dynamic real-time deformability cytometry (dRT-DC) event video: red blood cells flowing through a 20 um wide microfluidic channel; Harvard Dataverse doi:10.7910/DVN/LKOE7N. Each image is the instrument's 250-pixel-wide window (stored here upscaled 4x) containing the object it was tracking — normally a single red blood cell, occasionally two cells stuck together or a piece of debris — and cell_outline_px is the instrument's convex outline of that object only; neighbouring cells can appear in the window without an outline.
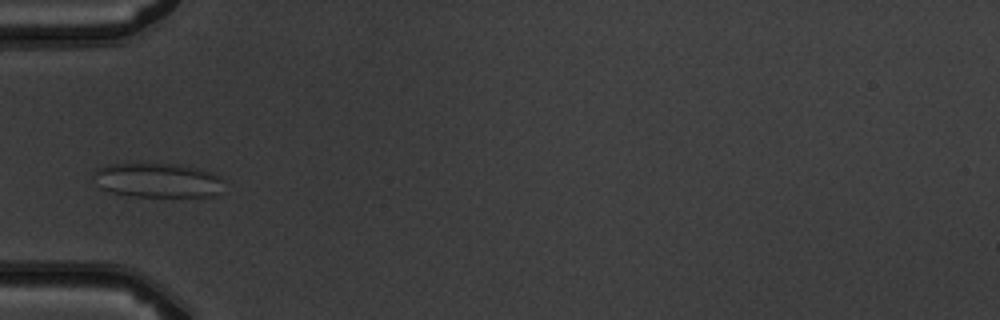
{"species": "common noctule bat (a hibernating species)", "species_latin": "Nyctalus noctula", "temperature_condition": "warm", "stored_images_in_passage": 5, "camera_frame_rate_fps": 3000, "um_per_image_px": 0.085, "animal": {"sex": "male", "body_mass_g": 19.5, "forearm_length_mm": 54.6}, "frame": {"image": 1, "passage_image": 4, "time_ms": 3.667, "image_size_px": [1000, 320], "cell_outline_px": [[224, 192], [216, 196], [136, 196], [112, 192], [100, 188], [96, 184], [92, 176], [92, 172], [96, 168], [108, 164], [184, 164], [216, 172], [224, 180]], "centroid_in_image_um": [13.48, 15.31], "position_along_channel_um": 71.5, "area_um2": 26.82}}
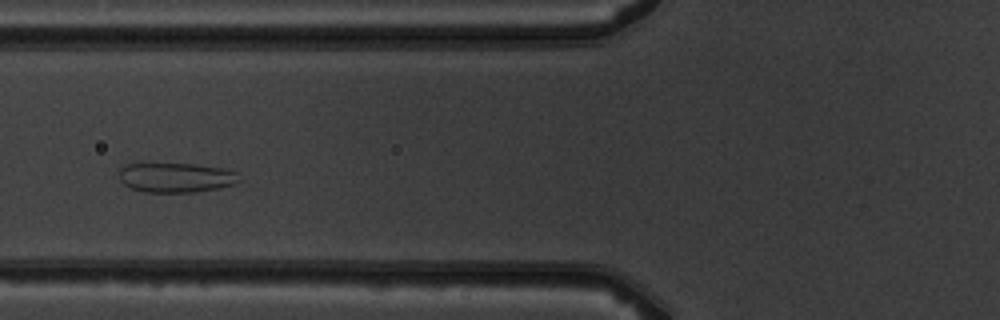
{"frame": {"image": 2, "passage_image": 5, "time_ms": 4.667, "image_size_px": [1000, 320], "cell_outline_px": [[240, 180], [236, 184], [196, 192], [144, 192], [132, 188], [124, 184], [120, 180], [120, 168], [124, 164], [196, 164], [220, 168], [236, 172]], "centroid_in_image_um": [14.95, 15.09], "position_along_channel_um": 110.9, "area_um2": 20.58}}